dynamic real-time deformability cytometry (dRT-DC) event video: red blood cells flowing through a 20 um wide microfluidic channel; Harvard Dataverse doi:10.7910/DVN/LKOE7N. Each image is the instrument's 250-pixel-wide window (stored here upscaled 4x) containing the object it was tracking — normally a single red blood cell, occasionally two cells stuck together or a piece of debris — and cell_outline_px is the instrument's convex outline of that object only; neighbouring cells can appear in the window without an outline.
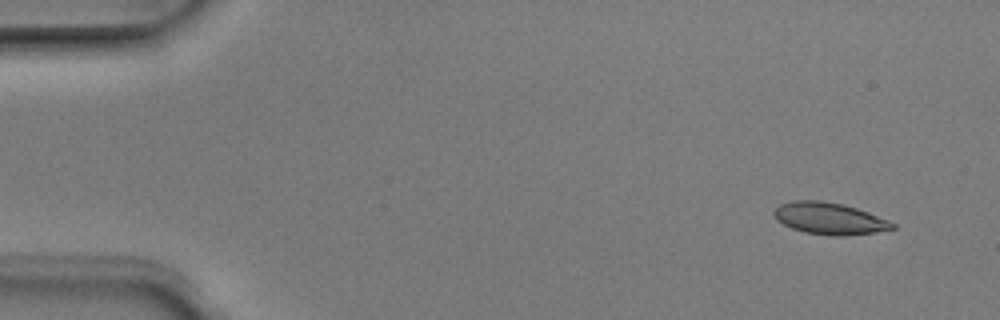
{"species": "Egyptian fruit bat (a non-hibernating species)", "species_latin": "Rousettus aegyptiacus", "temperature_condition": "room temperature", "stored_images_in_passage": 6, "segment_of_instrument_passage": [1, 2], "camera_frame_rate_fps": 3000, "um_per_image_px": 0.085, "animal": {"sex": "male"}, "frame": {"image": 1, "passage_image": 2, "time_ms": 0.333, "image_size_px": [1000, 320], "cell_outline_px": [[896, 228], [872, 232], [844, 236], [832, 236], [804, 232], [792, 228], [776, 220], [772, 212], [780, 204], [792, 200], [820, 200], [844, 204], [868, 212], [888, 220], [896, 224]], "centroid_in_image_um": [70.47, 18.56], "position_along_channel_um": 14.5, "area_um2": 21.96}}